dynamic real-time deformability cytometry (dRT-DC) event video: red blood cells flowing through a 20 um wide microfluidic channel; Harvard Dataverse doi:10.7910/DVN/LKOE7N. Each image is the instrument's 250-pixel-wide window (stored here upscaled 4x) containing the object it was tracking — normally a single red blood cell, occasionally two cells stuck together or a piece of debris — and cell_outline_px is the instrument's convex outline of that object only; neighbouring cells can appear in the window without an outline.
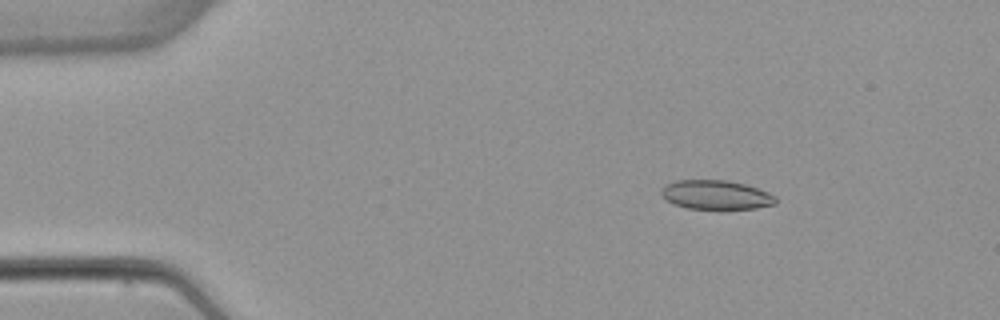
{"species": "common noctule bat (a hibernating species)", "species_latin": "Nyctalus noctula", "temperature_condition": "warm", "stored_images_in_passage": 6, "segment_of_instrument_passage": [1, 2], "camera_frame_rate_fps": 3000, "um_per_image_px": 0.085, "animal": {"sex": "female", "body_mass_g": 22.7, "forearm_length_mm": 54.2}, "frame": {"image": 1, "passage_image": 3, "time_ms": 2.333, "image_size_px": [1000, 320], "cell_outline_px": [[776, 204], [756, 208], [688, 208], [672, 204], [660, 192], [660, 188], [676, 180], [728, 180], [744, 184], [768, 192], [776, 196]], "centroid_in_image_um": [60.86, 16.55], "position_along_channel_um": 24.1, "area_um2": 19.19}}